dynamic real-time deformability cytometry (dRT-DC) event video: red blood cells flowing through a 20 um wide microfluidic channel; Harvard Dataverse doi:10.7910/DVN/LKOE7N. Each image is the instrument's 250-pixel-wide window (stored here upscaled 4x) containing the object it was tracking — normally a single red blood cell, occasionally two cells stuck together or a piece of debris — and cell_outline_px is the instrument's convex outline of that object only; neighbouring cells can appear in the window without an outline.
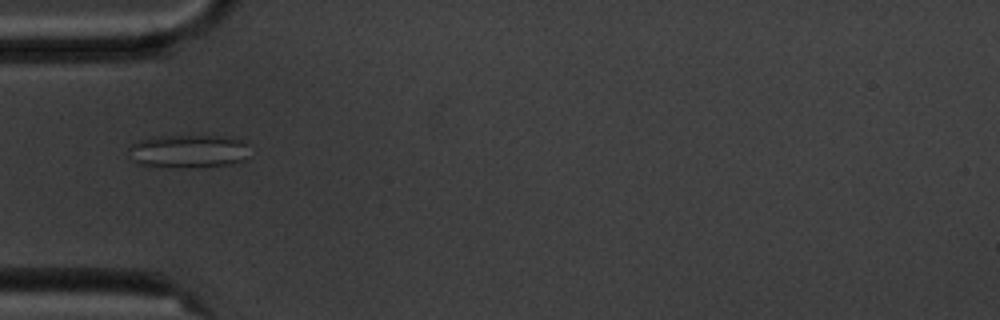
{"species": "common noctule bat (a hibernating species)", "species_latin": "Nyctalus noctula", "temperature_condition": "cold", "stored_images_in_passage": 15, "camera_frame_rate_fps": 3000, "um_per_image_px": 0.085, "animal": {"sex": "male", "body_mass_g": 20.1, "forearm_length_mm": 53.5}, "frame": {"image": 1, "passage_image": 5, "time_ms": 5.667, "image_size_px": [1000, 320], "cell_outline_px": [[244, 160], [232, 164], [200, 168], [172, 168], [140, 164], [136, 160], [128, 148], [132, 144], [140, 140], [152, 136], [228, 136], [240, 140], [244, 144]], "centroid_in_image_um": [15.98, 12.87], "position_along_channel_um": 69.0, "area_um2": 23.24}}
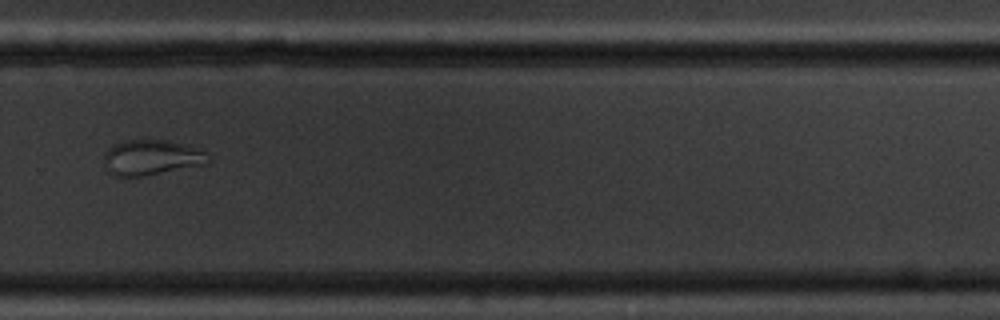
{"frame": {"image": 2, "passage_image": 11, "time_ms": 12.667, "image_size_px": [1000, 320], "cell_outline_px": [[208, 164], [144, 176], [112, 176], [104, 160], [104, 152], [112, 144], [128, 140], [168, 140], [204, 152], [208, 160]], "centroid_in_image_um": [12.82, 13.4], "position_along_channel_um": 317.0, "area_um2": 21.1}}